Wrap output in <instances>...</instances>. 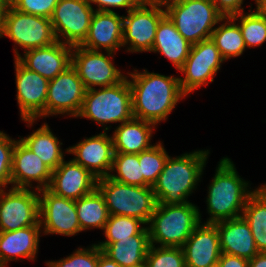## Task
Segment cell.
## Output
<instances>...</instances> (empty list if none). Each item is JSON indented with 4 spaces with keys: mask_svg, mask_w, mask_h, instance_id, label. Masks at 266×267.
<instances>
[{
    "mask_svg": "<svg viewBox=\"0 0 266 267\" xmlns=\"http://www.w3.org/2000/svg\"><path fill=\"white\" fill-rule=\"evenodd\" d=\"M131 87L133 116L158 125L167 121L177 103L187 97L180 88L179 77L149 72H127Z\"/></svg>",
    "mask_w": 266,
    "mask_h": 267,
    "instance_id": "cell-1",
    "label": "cell"
},
{
    "mask_svg": "<svg viewBox=\"0 0 266 267\" xmlns=\"http://www.w3.org/2000/svg\"><path fill=\"white\" fill-rule=\"evenodd\" d=\"M210 150H194L171 157L164 165L157 181L152 186L157 202L167 205H183L196 191L206 167Z\"/></svg>",
    "mask_w": 266,
    "mask_h": 267,
    "instance_id": "cell-2",
    "label": "cell"
},
{
    "mask_svg": "<svg viewBox=\"0 0 266 267\" xmlns=\"http://www.w3.org/2000/svg\"><path fill=\"white\" fill-rule=\"evenodd\" d=\"M215 171L207 190L206 209L210 216L204 221L207 224L241 217L247 199L254 192L249 181L239 176L230 158L223 157Z\"/></svg>",
    "mask_w": 266,
    "mask_h": 267,
    "instance_id": "cell-3",
    "label": "cell"
},
{
    "mask_svg": "<svg viewBox=\"0 0 266 267\" xmlns=\"http://www.w3.org/2000/svg\"><path fill=\"white\" fill-rule=\"evenodd\" d=\"M201 220L200 209L190 201L183 205L158 203L147 224L150 245L182 247Z\"/></svg>",
    "mask_w": 266,
    "mask_h": 267,
    "instance_id": "cell-4",
    "label": "cell"
},
{
    "mask_svg": "<svg viewBox=\"0 0 266 267\" xmlns=\"http://www.w3.org/2000/svg\"><path fill=\"white\" fill-rule=\"evenodd\" d=\"M97 122L107 132L109 123L122 124L134 118L131 87L126 76L121 82L109 87L86 90L82 108L77 118Z\"/></svg>",
    "mask_w": 266,
    "mask_h": 267,
    "instance_id": "cell-5",
    "label": "cell"
},
{
    "mask_svg": "<svg viewBox=\"0 0 266 267\" xmlns=\"http://www.w3.org/2000/svg\"><path fill=\"white\" fill-rule=\"evenodd\" d=\"M166 15L192 45L211 38L224 16L211 0H167Z\"/></svg>",
    "mask_w": 266,
    "mask_h": 267,
    "instance_id": "cell-6",
    "label": "cell"
},
{
    "mask_svg": "<svg viewBox=\"0 0 266 267\" xmlns=\"http://www.w3.org/2000/svg\"><path fill=\"white\" fill-rule=\"evenodd\" d=\"M97 189L105 199L109 215L137 218L146 226L158 204L152 186H132L107 176L97 179Z\"/></svg>",
    "mask_w": 266,
    "mask_h": 267,
    "instance_id": "cell-7",
    "label": "cell"
},
{
    "mask_svg": "<svg viewBox=\"0 0 266 267\" xmlns=\"http://www.w3.org/2000/svg\"><path fill=\"white\" fill-rule=\"evenodd\" d=\"M5 36L15 44L14 59L21 55L18 47L26 51L47 47L57 41L50 18L18 11L11 4L5 16Z\"/></svg>",
    "mask_w": 266,
    "mask_h": 267,
    "instance_id": "cell-8",
    "label": "cell"
},
{
    "mask_svg": "<svg viewBox=\"0 0 266 267\" xmlns=\"http://www.w3.org/2000/svg\"><path fill=\"white\" fill-rule=\"evenodd\" d=\"M148 6V7H147ZM123 15L122 44L126 52L142 53L152 50L157 26L166 15L161 2H141Z\"/></svg>",
    "mask_w": 266,
    "mask_h": 267,
    "instance_id": "cell-9",
    "label": "cell"
},
{
    "mask_svg": "<svg viewBox=\"0 0 266 267\" xmlns=\"http://www.w3.org/2000/svg\"><path fill=\"white\" fill-rule=\"evenodd\" d=\"M224 61L211 38L193 44L185 63L178 70L185 75L179 76L182 92L188 96L196 89L213 82Z\"/></svg>",
    "mask_w": 266,
    "mask_h": 267,
    "instance_id": "cell-10",
    "label": "cell"
},
{
    "mask_svg": "<svg viewBox=\"0 0 266 267\" xmlns=\"http://www.w3.org/2000/svg\"><path fill=\"white\" fill-rule=\"evenodd\" d=\"M115 53L94 51L79 46H73L71 66L83 82L86 90L109 87L121 82L127 75L115 67Z\"/></svg>",
    "mask_w": 266,
    "mask_h": 267,
    "instance_id": "cell-11",
    "label": "cell"
},
{
    "mask_svg": "<svg viewBox=\"0 0 266 267\" xmlns=\"http://www.w3.org/2000/svg\"><path fill=\"white\" fill-rule=\"evenodd\" d=\"M94 12L88 0H59L50 17L56 40L70 46L81 45Z\"/></svg>",
    "mask_w": 266,
    "mask_h": 267,
    "instance_id": "cell-12",
    "label": "cell"
},
{
    "mask_svg": "<svg viewBox=\"0 0 266 267\" xmlns=\"http://www.w3.org/2000/svg\"><path fill=\"white\" fill-rule=\"evenodd\" d=\"M33 225H40L38 190L12 187L9 190L1 189L0 232Z\"/></svg>",
    "mask_w": 266,
    "mask_h": 267,
    "instance_id": "cell-13",
    "label": "cell"
},
{
    "mask_svg": "<svg viewBox=\"0 0 266 267\" xmlns=\"http://www.w3.org/2000/svg\"><path fill=\"white\" fill-rule=\"evenodd\" d=\"M14 64L20 118L27 123V127H32L38 118L46 119L49 80L28 70L17 59H14Z\"/></svg>",
    "mask_w": 266,
    "mask_h": 267,
    "instance_id": "cell-14",
    "label": "cell"
},
{
    "mask_svg": "<svg viewBox=\"0 0 266 267\" xmlns=\"http://www.w3.org/2000/svg\"><path fill=\"white\" fill-rule=\"evenodd\" d=\"M38 193L42 234L72 237L82 232L74 200L57 196L47 188L38 190Z\"/></svg>",
    "mask_w": 266,
    "mask_h": 267,
    "instance_id": "cell-15",
    "label": "cell"
},
{
    "mask_svg": "<svg viewBox=\"0 0 266 267\" xmlns=\"http://www.w3.org/2000/svg\"><path fill=\"white\" fill-rule=\"evenodd\" d=\"M86 88L77 71L68 67L64 72L49 80L46 99V117L68 115L77 118L82 108Z\"/></svg>",
    "mask_w": 266,
    "mask_h": 267,
    "instance_id": "cell-16",
    "label": "cell"
},
{
    "mask_svg": "<svg viewBox=\"0 0 266 267\" xmlns=\"http://www.w3.org/2000/svg\"><path fill=\"white\" fill-rule=\"evenodd\" d=\"M67 154H72L76 163L87 169L95 178L100 179L110 175L114 146L112 136L108 132L86 137L79 143L65 149Z\"/></svg>",
    "mask_w": 266,
    "mask_h": 267,
    "instance_id": "cell-17",
    "label": "cell"
},
{
    "mask_svg": "<svg viewBox=\"0 0 266 267\" xmlns=\"http://www.w3.org/2000/svg\"><path fill=\"white\" fill-rule=\"evenodd\" d=\"M51 176L52 170L18 139L13 151L11 187L46 189L50 184ZM33 182H36V186Z\"/></svg>",
    "mask_w": 266,
    "mask_h": 267,
    "instance_id": "cell-18",
    "label": "cell"
},
{
    "mask_svg": "<svg viewBox=\"0 0 266 267\" xmlns=\"http://www.w3.org/2000/svg\"><path fill=\"white\" fill-rule=\"evenodd\" d=\"M97 188V178L73 159L62 161L52 171L48 190L53 194L76 201Z\"/></svg>",
    "mask_w": 266,
    "mask_h": 267,
    "instance_id": "cell-19",
    "label": "cell"
},
{
    "mask_svg": "<svg viewBox=\"0 0 266 267\" xmlns=\"http://www.w3.org/2000/svg\"><path fill=\"white\" fill-rule=\"evenodd\" d=\"M181 248L186 267H216L221 255L217 227L201 221Z\"/></svg>",
    "mask_w": 266,
    "mask_h": 267,
    "instance_id": "cell-20",
    "label": "cell"
},
{
    "mask_svg": "<svg viewBox=\"0 0 266 267\" xmlns=\"http://www.w3.org/2000/svg\"><path fill=\"white\" fill-rule=\"evenodd\" d=\"M72 49L73 46L56 41L47 47L26 50L16 59L28 70L52 80L71 66Z\"/></svg>",
    "mask_w": 266,
    "mask_h": 267,
    "instance_id": "cell-21",
    "label": "cell"
},
{
    "mask_svg": "<svg viewBox=\"0 0 266 267\" xmlns=\"http://www.w3.org/2000/svg\"><path fill=\"white\" fill-rule=\"evenodd\" d=\"M123 15L117 12L95 11L89 32L80 45L83 48L115 53L123 47Z\"/></svg>",
    "mask_w": 266,
    "mask_h": 267,
    "instance_id": "cell-22",
    "label": "cell"
},
{
    "mask_svg": "<svg viewBox=\"0 0 266 267\" xmlns=\"http://www.w3.org/2000/svg\"><path fill=\"white\" fill-rule=\"evenodd\" d=\"M42 229L40 225L28 226L15 231L0 232V267L21 258L35 262Z\"/></svg>",
    "mask_w": 266,
    "mask_h": 267,
    "instance_id": "cell-23",
    "label": "cell"
},
{
    "mask_svg": "<svg viewBox=\"0 0 266 267\" xmlns=\"http://www.w3.org/2000/svg\"><path fill=\"white\" fill-rule=\"evenodd\" d=\"M219 233L221 253L238 256L247 260L259 253L249 224L241 216L214 224Z\"/></svg>",
    "mask_w": 266,
    "mask_h": 267,
    "instance_id": "cell-24",
    "label": "cell"
},
{
    "mask_svg": "<svg viewBox=\"0 0 266 267\" xmlns=\"http://www.w3.org/2000/svg\"><path fill=\"white\" fill-rule=\"evenodd\" d=\"M155 128L154 123L136 118L118 125L111 135L114 152L140 154L151 148L152 133Z\"/></svg>",
    "mask_w": 266,
    "mask_h": 267,
    "instance_id": "cell-25",
    "label": "cell"
},
{
    "mask_svg": "<svg viewBox=\"0 0 266 267\" xmlns=\"http://www.w3.org/2000/svg\"><path fill=\"white\" fill-rule=\"evenodd\" d=\"M192 44L175 28L174 23L165 15L159 22L154 44L150 52L166 57L179 70L189 56Z\"/></svg>",
    "mask_w": 266,
    "mask_h": 267,
    "instance_id": "cell-26",
    "label": "cell"
},
{
    "mask_svg": "<svg viewBox=\"0 0 266 267\" xmlns=\"http://www.w3.org/2000/svg\"><path fill=\"white\" fill-rule=\"evenodd\" d=\"M150 247L147 226L138 234L108 244L102 252L121 267H140L145 264Z\"/></svg>",
    "mask_w": 266,
    "mask_h": 267,
    "instance_id": "cell-27",
    "label": "cell"
},
{
    "mask_svg": "<svg viewBox=\"0 0 266 267\" xmlns=\"http://www.w3.org/2000/svg\"><path fill=\"white\" fill-rule=\"evenodd\" d=\"M19 138L52 171L65 159L64 154L66 153L61 148L63 143L52 133L50 126L46 122L27 137L21 138L20 136Z\"/></svg>",
    "mask_w": 266,
    "mask_h": 267,
    "instance_id": "cell-28",
    "label": "cell"
},
{
    "mask_svg": "<svg viewBox=\"0 0 266 267\" xmlns=\"http://www.w3.org/2000/svg\"><path fill=\"white\" fill-rule=\"evenodd\" d=\"M242 217L249 224L257 250L266 252V183L249 196Z\"/></svg>",
    "mask_w": 266,
    "mask_h": 267,
    "instance_id": "cell-29",
    "label": "cell"
},
{
    "mask_svg": "<svg viewBox=\"0 0 266 267\" xmlns=\"http://www.w3.org/2000/svg\"><path fill=\"white\" fill-rule=\"evenodd\" d=\"M81 231L103 230L109 218L105 199L96 188L92 193L75 201Z\"/></svg>",
    "mask_w": 266,
    "mask_h": 267,
    "instance_id": "cell-30",
    "label": "cell"
},
{
    "mask_svg": "<svg viewBox=\"0 0 266 267\" xmlns=\"http://www.w3.org/2000/svg\"><path fill=\"white\" fill-rule=\"evenodd\" d=\"M211 35L222 58L227 61L243 54L246 46L239 25L231 17H224Z\"/></svg>",
    "mask_w": 266,
    "mask_h": 267,
    "instance_id": "cell-31",
    "label": "cell"
},
{
    "mask_svg": "<svg viewBox=\"0 0 266 267\" xmlns=\"http://www.w3.org/2000/svg\"><path fill=\"white\" fill-rule=\"evenodd\" d=\"M249 11L233 15L231 18L237 21L246 48L259 47L266 42V12L256 9Z\"/></svg>",
    "mask_w": 266,
    "mask_h": 267,
    "instance_id": "cell-32",
    "label": "cell"
},
{
    "mask_svg": "<svg viewBox=\"0 0 266 267\" xmlns=\"http://www.w3.org/2000/svg\"><path fill=\"white\" fill-rule=\"evenodd\" d=\"M145 227V224L137 218L109 215L103 229L105 241L98 242L96 245L103 250L110 243L138 235Z\"/></svg>",
    "mask_w": 266,
    "mask_h": 267,
    "instance_id": "cell-33",
    "label": "cell"
},
{
    "mask_svg": "<svg viewBox=\"0 0 266 267\" xmlns=\"http://www.w3.org/2000/svg\"><path fill=\"white\" fill-rule=\"evenodd\" d=\"M109 177L119 183L143 186V174L138 154L114 153Z\"/></svg>",
    "mask_w": 266,
    "mask_h": 267,
    "instance_id": "cell-34",
    "label": "cell"
},
{
    "mask_svg": "<svg viewBox=\"0 0 266 267\" xmlns=\"http://www.w3.org/2000/svg\"><path fill=\"white\" fill-rule=\"evenodd\" d=\"M168 153L161 141L138 154L143 174V186H153L168 159Z\"/></svg>",
    "mask_w": 266,
    "mask_h": 267,
    "instance_id": "cell-35",
    "label": "cell"
},
{
    "mask_svg": "<svg viewBox=\"0 0 266 267\" xmlns=\"http://www.w3.org/2000/svg\"><path fill=\"white\" fill-rule=\"evenodd\" d=\"M146 267H186L181 247L150 245L145 259Z\"/></svg>",
    "mask_w": 266,
    "mask_h": 267,
    "instance_id": "cell-36",
    "label": "cell"
},
{
    "mask_svg": "<svg viewBox=\"0 0 266 267\" xmlns=\"http://www.w3.org/2000/svg\"><path fill=\"white\" fill-rule=\"evenodd\" d=\"M47 267H97L98 246L96 243L87 248L76 249L72 254L60 260L46 261Z\"/></svg>",
    "mask_w": 266,
    "mask_h": 267,
    "instance_id": "cell-37",
    "label": "cell"
},
{
    "mask_svg": "<svg viewBox=\"0 0 266 267\" xmlns=\"http://www.w3.org/2000/svg\"><path fill=\"white\" fill-rule=\"evenodd\" d=\"M16 141L0 131V190L9 188V184L11 185L12 159Z\"/></svg>",
    "mask_w": 266,
    "mask_h": 267,
    "instance_id": "cell-38",
    "label": "cell"
},
{
    "mask_svg": "<svg viewBox=\"0 0 266 267\" xmlns=\"http://www.w3.org/2000/svg\"><path fill=\"white\" fill-rule=\"evenodd\" d=\"M59 0H10V4L18 11L50 18Z\"/></svg>",
    "mask_w": 266,
    "mask_h": 267,
    "instance_id": "cell-39",
    "label": "cell"
},
{
    "mask_svg": "<svg viewBox=\"0 0 266 267\" xmlns=\"http://www.w3.org/2000/svg\"><path fill=\"white\" fill-rule=\"evenodd\" d=\"M88 2L91 6L96 5L95 11L114 12V8H126L128 12L137 7L142 0H88Z\"/></svg>",
    "mask_w": 266,
    "mask_h": 267,
    "instance_id": "cell-40",
    "label": "cell"
},
{
    "mask_svg": "<svg viewBox=\"0 0 266 267\" xmlns=\"http://www.w3.org/2000/svg\"><path fill=\"white\" fill-rule=\"evenodd\" d=\"M215 6L217 7L218 11L224 17H231L236 14H240L244 11V0H211Z\"/></svg>",
    "mask_w": 266,
    "mask_h": 267,
    "instance_id": "cell-41",
    "label": "cell"
},
{
    "mask_svg": "<svg viewBox=\"0 0 266 267\" xmlns=\"http://www.w3.org/2000/svg\"><path fill=\"white\" fill-rule=\"evenodd\" d=\"M217 267H249V260L229 255L226 253H221Z\"/></svg>",
    "mask_w": 266,
    "mask_h": 267,
    "instance_id": "cell-42",
    "label": "cell"
},
{
    "mask_svg": "<svg viewBox=\"0 0 266 267\" xmlns=\"http://www.w3.org/2000/svg\"><path fill=\"white\" fill-rule=\"evenodd\" d=\"M9 6L10 0H0V38L4 37L5 16Z\"/></svg>",
    "mask_w": 266,
    "mask_h": 267,
    "instance_id": "cell-43",
    "label": "cell"
},
{
    "mask_svg": "<svg viewBox=\"0 0 266 267\" xmlns=\"http://www.w3.org/2000/svg\"><path fill=\"white\" fill-rule=\"evenodd\" d=\"M97 267H121L114 260L106 256L98 247V263Z\"/></svg>",
    "mask_w": 266,
    "mask_h": 267,
    "instance_id": "cell-44",
    "label": "cell"
},
{
    "mask_svg": "<svg viewBox=\"0 0 266 267\" xmlns=\"http://www.w3.org/2000/svg\"><path fill=\"white\" fill-rule=\"evenodd\" d=\"M249 267H266V252H259L250 259Z\"/></svg>",
    "mask_w": 266,
    "mask_h": 267,
    "instance_id": "cell-45",
    "label": "cell"
},
{
    "mask_svg": "<svg viewBox=\"0 0 266 267\" xmlns=\"http://www.w3.org/2000/svg\"><path fill=\"white\" fill-rule=\"evenodd\" d=\"M256 5V10L266 12V0H254Z\"/></svg>",
    "mask_w": 266,
    "mask_h": 267,
    "instance_id": "cell-46",
    "label": "cell"
},
{
    "mask_svg": "<svg viewBox=\"0 0 266 267\" xmlns=\"http://www.w3.org/2000/svg\"><path fill=\"white\" fill-rule=\"evenodd\" d=\"M165 1H167V0H142V2H161V3L165 2Z\"/></svg>",
    "mask_w": 266,
    "mask_h": 267,
    "instance_id": "cell-47",
    "label": "cell"
}]
</instances>
